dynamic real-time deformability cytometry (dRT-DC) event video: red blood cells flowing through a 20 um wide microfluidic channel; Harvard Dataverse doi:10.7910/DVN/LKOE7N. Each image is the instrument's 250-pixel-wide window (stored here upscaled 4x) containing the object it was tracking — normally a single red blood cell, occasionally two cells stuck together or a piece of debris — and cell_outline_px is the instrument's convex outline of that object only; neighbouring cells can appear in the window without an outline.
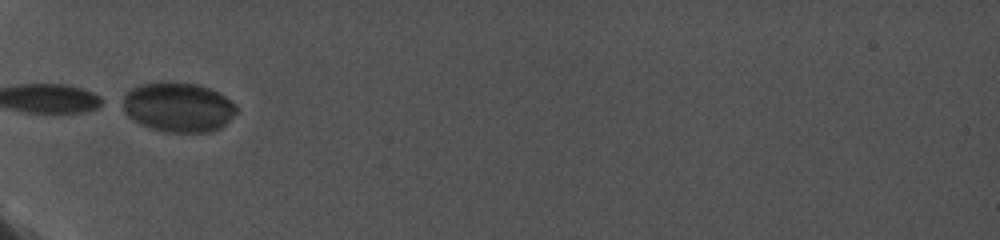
{"species": "common noctule bat (a hibernating species)", "species_latin": "Nyctalus noctula", "temperature_condition": "cold", "stored_images_in_passage": 13, "camera_frame_rate_fps": 5000, "um_per_image_px": 0.085, "animal": {"sex": "female", "body_mass_g": 19.0, "forearm_length_mm": 56.7}, "frame": {"image": 1, "passage_image": 1, "time_ms": 0.0, "image_size_px": [1000, 240], "cell_outline_px": [[236, 112], [220, 128], [212, 132], [168, 132], [152, 128], [140, 124], [128, 116], [124, 112], [116, 100], [132, 88], [140, 84], [196, 84], [220, 92], [232, 100], [236, 104]], "centroid_in_image_um": [15.1, 9.13], "position_along_channel_um": 69.9, "area_um2": 32.77}}